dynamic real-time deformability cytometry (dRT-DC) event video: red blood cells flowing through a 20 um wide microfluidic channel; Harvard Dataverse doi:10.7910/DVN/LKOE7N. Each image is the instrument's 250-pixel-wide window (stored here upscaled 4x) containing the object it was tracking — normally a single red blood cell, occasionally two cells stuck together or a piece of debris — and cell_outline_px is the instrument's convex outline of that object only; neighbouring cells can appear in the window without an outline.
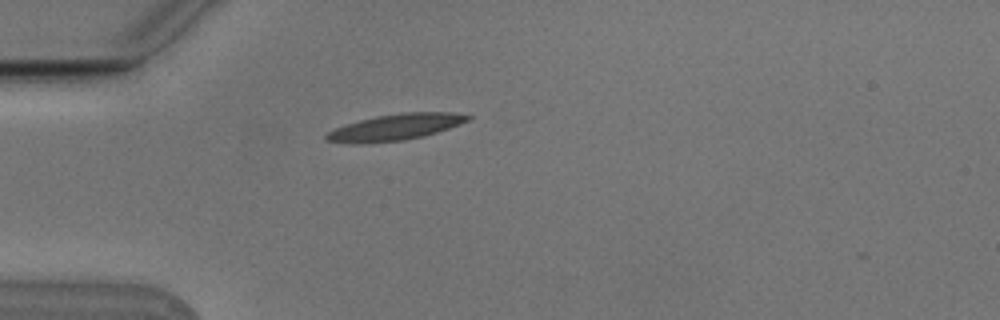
{"species": "Egyptian fruit bat (a non-hibernating species)", "species_latin": "Rousettus aegyptiacus", "temperature_condition": "cold", "stored_images_in_passage": 6, "camera_frame_rate_fps": 3000, "um_per_image_px": 0.085, "animal": {"sex": "male"}, "frame": {"image": 1, "passage_image": 5, "time_ms": 1.333, "image_size_px": [1000, 320], "cell_outline_px": [[472, 116], [468, 120], [460, 124], [424, 136], [404, 140], [352, 144], [324, 140], [324, 136], [328, 132], [336, 128], [360, 120], [376, 116], [404, 112], [452, 112]], "centroid_in_image_um": [33.59, 10.81], "position_along_channel_um": 51.4, "area_um2": 21.39}}